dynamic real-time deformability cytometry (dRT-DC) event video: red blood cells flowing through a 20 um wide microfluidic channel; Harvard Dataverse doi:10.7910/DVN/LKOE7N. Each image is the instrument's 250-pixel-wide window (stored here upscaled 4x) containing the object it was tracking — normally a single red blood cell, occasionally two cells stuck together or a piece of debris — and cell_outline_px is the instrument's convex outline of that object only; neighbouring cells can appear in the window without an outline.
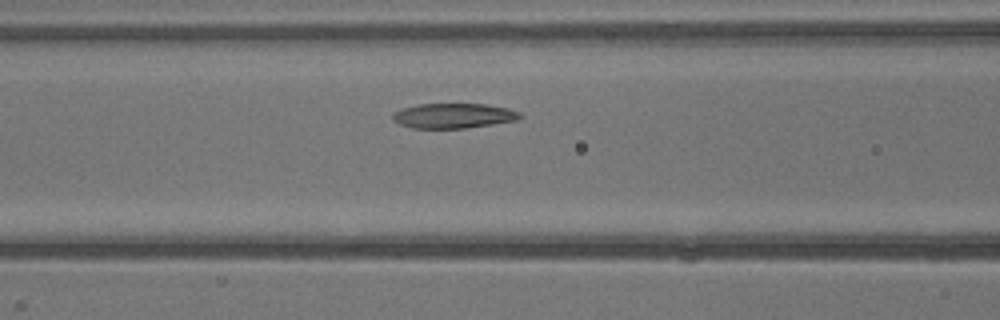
{"species": "common noctule bat (a hibernating species)", "species_latin": "Nyctalus noctula", "temperature_condition": "warm", "stored_images_in_passage": 4, "camera_frame_rate_fps": 3000, "um_per_image_px": 0.085, "animal": {"sex": "male", "body_mass_g": 13.3}, "frame": {"image": 1, "passage_image": 4, "time_ms": 3.667, "image_size_px": [1000, 320], "cell_outline_px": [[524, 116], [516, 120], [492, 124], [464, 128], [412, 128], [400, 124], [392, 120], [392, 112], [404, 108], [420, 104], [484, 104], [508, 108], [520, 112]], "centroid_in_image_um": [38.54, 9.84], "position_along_channel_um": 128.1, "area_um2": 18.44}}